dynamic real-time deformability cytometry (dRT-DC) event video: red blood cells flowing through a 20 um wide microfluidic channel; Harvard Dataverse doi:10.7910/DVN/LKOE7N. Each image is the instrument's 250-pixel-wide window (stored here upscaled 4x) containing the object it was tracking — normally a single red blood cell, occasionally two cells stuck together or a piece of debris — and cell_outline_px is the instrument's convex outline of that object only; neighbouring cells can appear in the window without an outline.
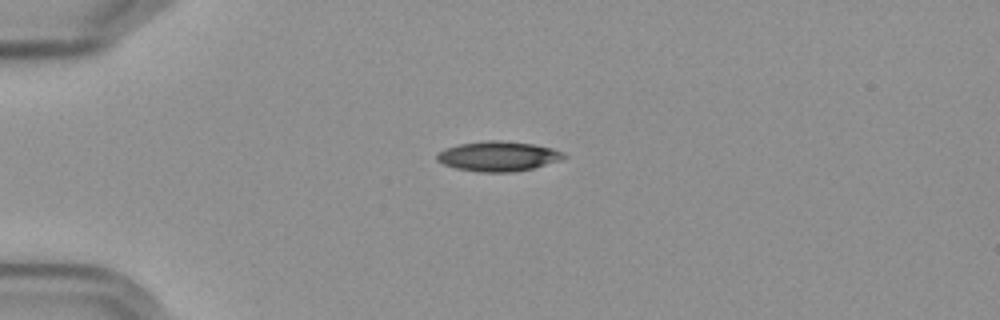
{"species": "Egyptian fruit bat (a non-hibernating species)", "species_latin": "Rousettus aegyptiacus", "temperature_condition": "cold", "stored_images_in_passage": 43, "camera_frame_rate_fps": 3000, "um_per_image_px": 0.085, "frame": {"image": 1, "passage_image": 1, "time_ms": 0.0, "image_size_px": [1000, 320], "cell_outline_px": [[568, 156], [560, 160], [532, 168], [512, 172], [480, 172], [456, 168], [444, 164], [436, 160], [436, 156], [444, 148], [460, 144], [488, 140], [500, 140], [532, 144], [552, 148], [564, 152]], "centroid_in_image_um": [42.35, 13.28], "position_along_channel_um": 42.7, "area_um2": 21.96}}
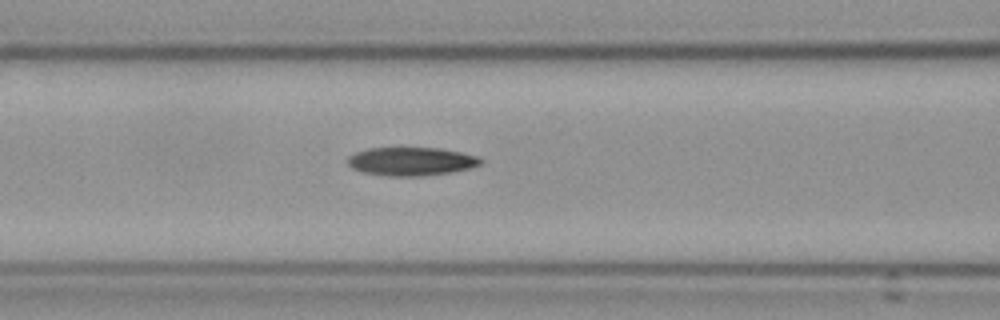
{"frame": {"image": 2, "passage_image": 11, "time_ms": 3.333, "image_size_px": [1000, 320], "cell_outline_px": [[484, 160], [480, 164], [468, 168], [452, 172], [420, 176], [388, 176], [364, 172], [352, 168], [348, 164], [348, 156], [356, 152], [368, 148], [440, 148], [480, 156]], "centroid_in_image_um": [34.97, 13.71], "position_along_channel_um": 131.6, "area_um2": 21.96}}
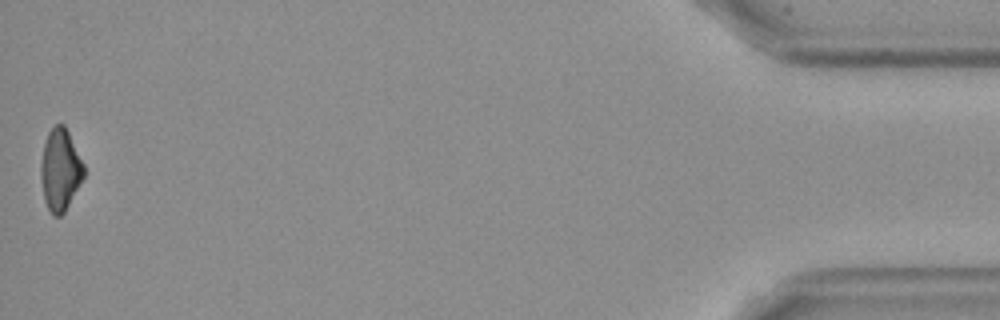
{"frame": {"image": 3, "passage_image": 43, "time_ms": 14.0, "image_size_px": [1000, 320], "cell_outline_px": [[84, 176], [64, 212], [60, 216], [52, 216], [44, 200], [40, 176], [40, 164], [44, 144], [48, 132], [56, 124], [64, 124], [84, 164]], "centroid_in_image_um": [5.1, 14.43], "position_along_channel_um": 430.1, "area_um2": 20.35}, "authors_computed_cell_mechanics": {"area_um2": 21.8484, "velocity_mm_per_s": 3.6074, "shape_relaxation_time_tau1_ms": 8.3617, "shape_relaxation_time_tau2_ms": null, "deformation_change_tau1": 0.2188, "deformation_change_tau2": null}}